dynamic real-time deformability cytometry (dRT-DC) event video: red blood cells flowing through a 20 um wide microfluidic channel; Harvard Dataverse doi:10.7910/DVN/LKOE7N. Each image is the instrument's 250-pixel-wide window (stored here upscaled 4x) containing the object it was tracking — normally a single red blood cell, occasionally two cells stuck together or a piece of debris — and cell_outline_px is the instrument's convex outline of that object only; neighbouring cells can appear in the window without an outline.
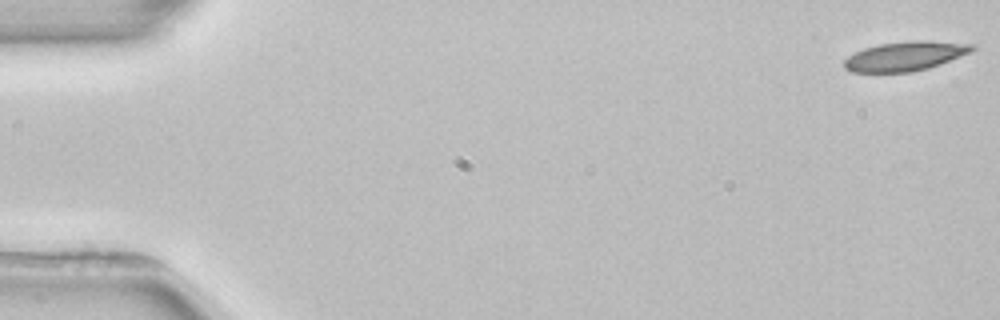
{"species": "common noctule bat (a hibernating species)", "species_latin": "Nyctalus noctula", "temperature_condition": "room temperature", "stored_images_in_passage": 3, "camera_frame_rate_fps": 3000, "um_per_image_px": 0.085, "animal": {"sex": "female", "body_mass_g": 22.7, "forearm_length_mm": 54.2}, "frame": {"image": 1, "passage_image": 1, "time_ms": 0.0, "image_size_px": [1000, 320], "cell_outline_px": [[976, 48], [972, 52], [940, 64], [928, 68], [912, 72], [852, 72], [844, 68], [844, 60], [848, 56], [864, 48], [880, 44], [912, 40], [924, 40], [976, 44]], "centroid_in_image_um": [76.98, 4.76], "position_along_channel_um": 8.0, "area_um2": 21.96}}
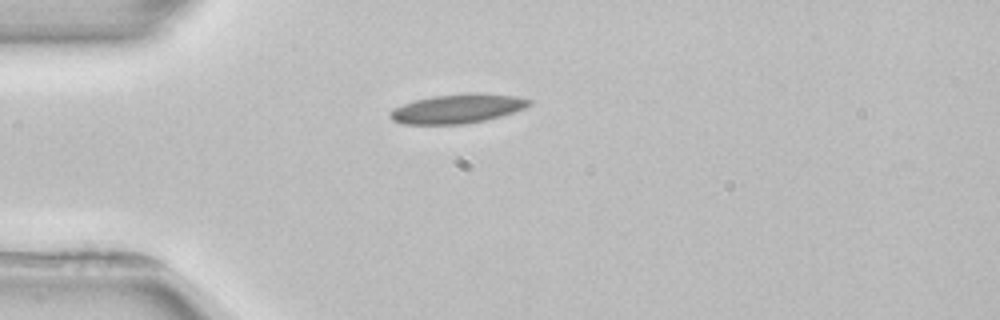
{"frame": {"image": 2, "passage_image": 3, "time_ms": 4.333, "image_size_px": [1000, 320], "cell_outline_px": [[532, 104], [524, 108], [500, 116], [484, 120], [464, 124], [400, 124], [392, 120], [388, 116], [388, 112], [392, 108], [416, 100], [436, 96], [468, 92], [480, 92], [516, 96], [532, 100]], "centroid_in_image_um": [38.87, 9.23], "position_along_channel_um": 46.1, "area_um2": 23.76}}